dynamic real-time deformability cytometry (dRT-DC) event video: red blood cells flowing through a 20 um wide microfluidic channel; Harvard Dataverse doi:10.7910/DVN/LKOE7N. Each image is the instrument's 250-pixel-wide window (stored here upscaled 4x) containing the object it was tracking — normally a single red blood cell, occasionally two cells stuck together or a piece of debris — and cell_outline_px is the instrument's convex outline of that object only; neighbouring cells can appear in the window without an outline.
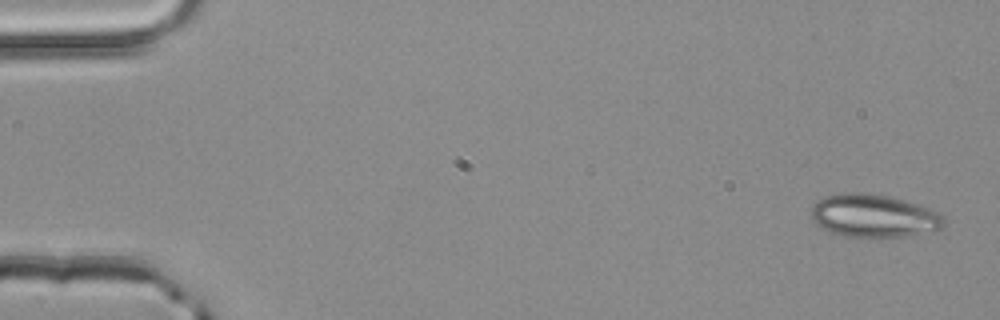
{"species": "common noctule bat (a hibernating species)", "species_latin": "Nyctalus noctula", "temperature_condition": "room temperature", "stored_images_in_passage": 4, "camera_frame_rate_fps": 3000, "um_per_image_px": 0.085, "animal": {"sex": "male", "body_mass_g": 20.4}, "frame": {"image": 1, "passage_image": 1, "time_ms": 0.0, "image_size_px": [1000, 320], "cell_outline_px": [[944, 224], [940, 228], [904, 236], [856, 240], [820, 228], [812, 220], [812, 204], [816, 200], [828, 196], [844, 192], [860, 192], [888, 196], [904, 200], [940, 212], [944, 216]], "centroid_in_image_um": [74.21, 18.37], "position_along_channel_um": 10.8, "area_um2": 33.7}}